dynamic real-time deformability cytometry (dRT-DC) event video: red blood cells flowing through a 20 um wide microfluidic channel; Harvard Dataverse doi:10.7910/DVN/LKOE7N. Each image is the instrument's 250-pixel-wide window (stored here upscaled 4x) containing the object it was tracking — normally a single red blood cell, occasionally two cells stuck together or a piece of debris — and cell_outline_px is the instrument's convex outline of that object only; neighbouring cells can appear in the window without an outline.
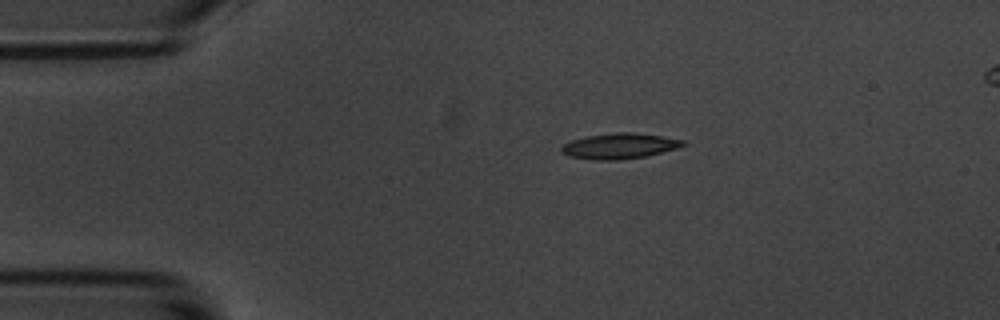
{"species": "common noctule bat (a hibernating species)", "species_latin": "Nyctalus noctula", "temperature_condition": "room temperature", "stored_images_in_passage": 6, "camera_frame_rate_fps": 3000, "um_per_image_px": 0.085, "animal": {"sex": "male", "body_mass_g": 20.1, "forearm_length_mm": 53.5}, "frame": {"image": 1, "passage_image": 3, "time_ms": 2.333, "image_size_px": [1000, 320], "cell_outline_px": [[688, 144], [676, 148], [644, 156], [616, 160], [596, 160], [568, 156], [560, 152], [560, 148], [564, 144], [572, 140], [588, 136], [616, 132], [632, 132], [688, 140]], "centroid_in_image_um": [52.66, 12.4], "position_along_channel_um": 32.3, "area_um2": 17.98}}